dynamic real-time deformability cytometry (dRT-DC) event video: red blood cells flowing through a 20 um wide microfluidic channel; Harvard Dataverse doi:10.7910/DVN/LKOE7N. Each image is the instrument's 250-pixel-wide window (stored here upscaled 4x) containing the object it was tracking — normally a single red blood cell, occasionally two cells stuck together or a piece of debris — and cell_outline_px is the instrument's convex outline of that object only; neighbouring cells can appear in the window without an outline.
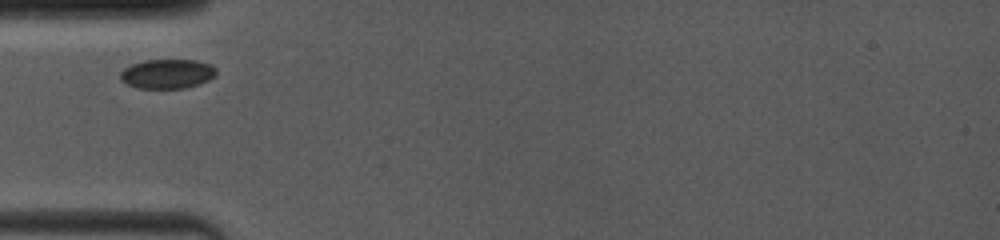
{"species": "common noctule bat (a hibernating species)", "species_latin": "Nyctalus noctula", "temperature_condition": "room temperature", "stored_images_in_passage": 32, "camera_frame_rate_fps": 4000, "um_per_image_px": 0.085, "animal": {"sex": "female", "body_mass_g": 19.0, "forearm_length_mm": 53.3}, "frame": {"image": 1, "passage_image": 1, "time_ms": 0.0, "image_size_px": [1000, 240], "cell_outline_px": [[216, 76], [200, 84], [184, 88], [140, 88], [128, 84], [120, 80], [120, 72], [124, 68], [132, 64], [144, 60], [196, 60], [208, 64], [216, 68]], "centroid_in_image_um": [14.22, 6.27], "position_along_channel_um": 70.8, "area_um2": 16.42}}
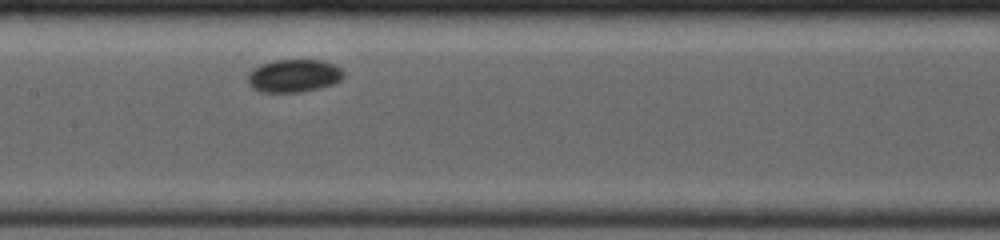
{"frame": {"image": 2, "passage_image": 11, "time_ms": 3.0, "image_size_px": [1000, 240], "cell_outline_px": [[344, 76], [340, 80], [332, 84], [320, 88], [300, 92], [260, 92], [252, 88], [248, 84], [248, 72], [252, 68], [260, 64], [272, 60], [324, 60], [336, 64], [344, 72]], "centroid_in_image_um": [24.96, 6.43], "position_along_channel_um": 182.4, "area_um2": 18.67}}
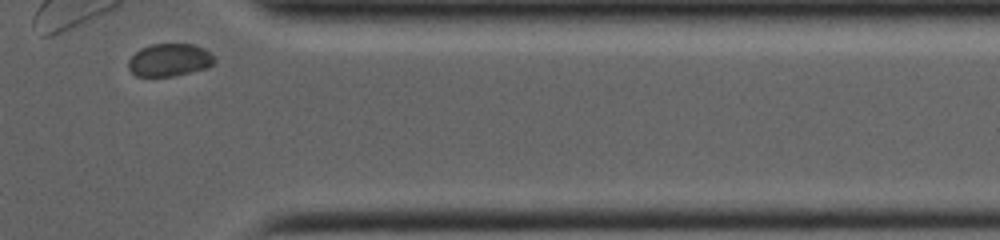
{"frame": {"image": 3, "passage_image": 30, "time_ms": 8.75, "image_size_px": [1000, 240], "cell_outline_px": [[216, 60], [208, 68], [176, 76], [136, 76], [128, 68], [128, 60], [140, 48], [152, 44], [192, 44], [204, 48]], "centroid_in_image_um": [14.4, 5.1], "position_along_channel_um": 397.0, "area_um2": 16.42}}